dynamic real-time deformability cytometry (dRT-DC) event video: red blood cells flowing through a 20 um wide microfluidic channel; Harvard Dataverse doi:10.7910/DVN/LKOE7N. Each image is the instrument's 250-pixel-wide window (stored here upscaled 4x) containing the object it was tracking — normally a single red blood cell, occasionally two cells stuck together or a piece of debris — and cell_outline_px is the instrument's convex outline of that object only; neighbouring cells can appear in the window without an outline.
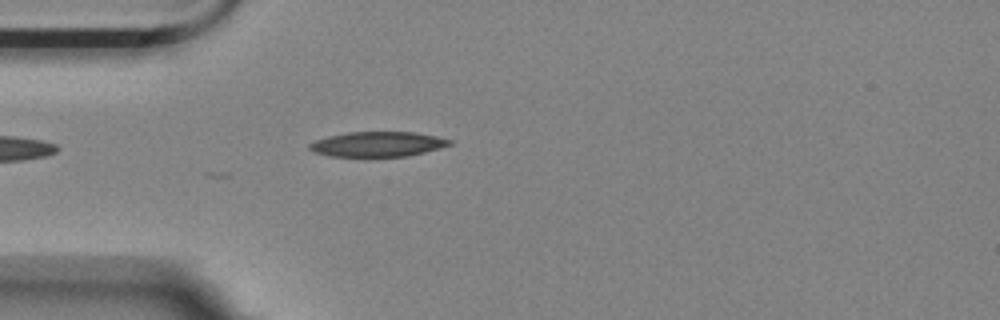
{"species": "Egyptian fruit bat (a non-hibernating species)", "species_latin": "Rousettus aegyptiacus", "temperature_condition": "room temperature", "stored_images_in_passage": 19, "camera_frame_rate_fps": 3000, "um_per_image_px": 0.085, "animal": {"sex": "female"}, "frame": {"image": 1, "passage_image": 1, "time_ms": 0.0, "image_size_px": [1000, 320], "cell_outline_px": [[452, 144], [440, 148], [408, 156], [364, 160], [332, 156], [312, 152], [308, 148], [308, 144], [316, 140], [328, 136], [348, 132], [416, 132], [436, 136], [452, 140]], "centroid_in_image_um": [32.05, 12.3], "position_along_channel_um": 52.9, "area_um2": 21.44}}
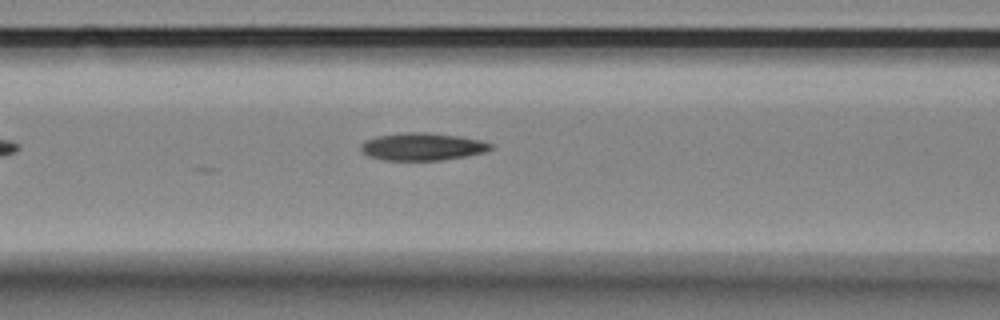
{"frame": {"image": 2, "passage_image": 8, "time_ms": 2.333, "image_size_px": [1000, 320], "cell_outline_px": [[492, 148], [484, 152], [444, 160], [384, 160], [368, 156], [360, 148], [360, 144], [364, 140], [376, 136], [404, 132], [428, 132], [456, 136], [480, 140], [492, 144]], "centroid_in_image_um": [35.85, 12.46], "position_along_channel_um": 130.7, "area_um2": 20.75}}
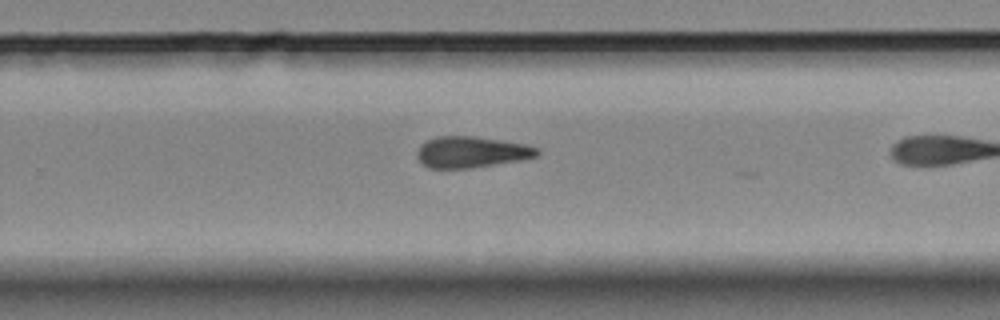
{"frame": {"image": 3, "passage_image": 18, "time_ms": 5.667, "image_size_px": [1000, 320], "cell_outline_px": [[540, 152], [536, 156], [520, 160], [472, 168], [428, 168], [416, 156], [416, 152], [420, 144], [436, 136], [472, 136], [524, 144], [536, 148]], "centroid_in_image_um": [40.02, 12.93], "position_along_channel_um": 289.8, "area_um2": 21.62}}